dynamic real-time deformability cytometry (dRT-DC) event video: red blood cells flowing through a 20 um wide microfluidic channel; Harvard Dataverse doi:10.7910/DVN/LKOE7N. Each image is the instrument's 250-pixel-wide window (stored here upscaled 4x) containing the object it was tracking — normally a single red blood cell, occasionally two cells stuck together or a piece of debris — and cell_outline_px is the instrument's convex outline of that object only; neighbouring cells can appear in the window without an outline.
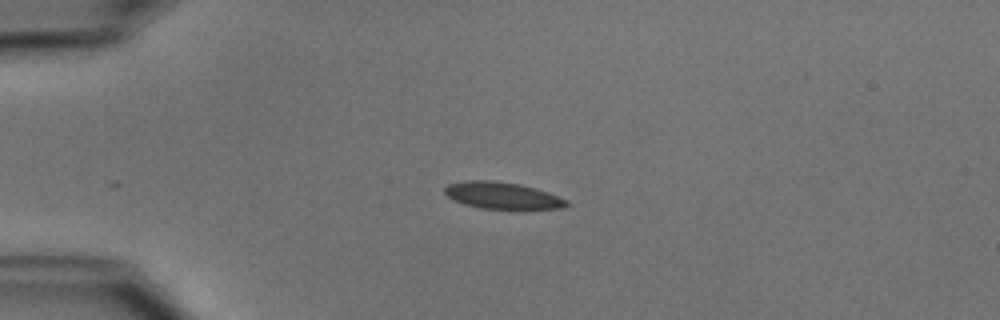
{"species": "common noctule bat (a hibernating species)", "species_latin": "Nyctalus noctula", "temperature_condition": "cold", "stored_images_in_passage": 40, "camera_frame_rate_fps": 3000, "um_per_image_px": 0.085, "animal": {"sex": "male", "body_mass_g": 15.6}, "frame": {"image": 1, "passage_image": 1, "time_ms": 0.0, "image_size_px": [1000, 320], "cell_outline_px": [[572, 204], [564, 208], [520, 212], [480, 208], [464, 204], [452, 200], [444, 192], [444, 188], [448, 184], [464, 180], [492, 180], [520, 184], [536, 188], [548, 192], [568, 200]], "centroid_in_image_um": [42.79, 16.67], "position_along_channel_um": 42.2, "area_um2": 20.23}}
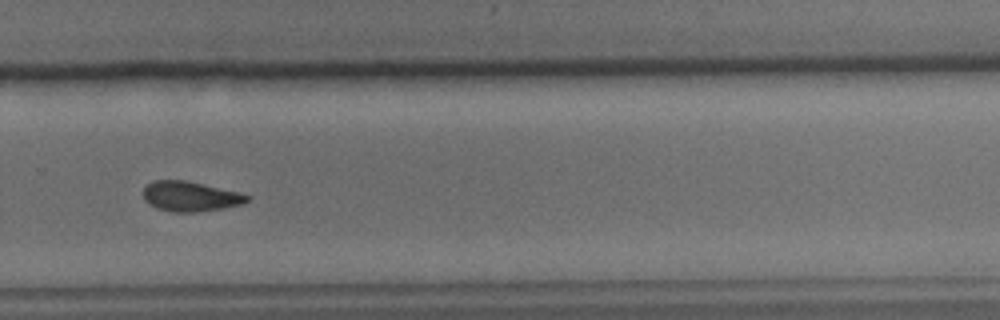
{"frame": {"image": 2, "passage_image": 24, "time_ms": 7.667, "image_size_px": [1000, 320], "cell_outline_px": [[252, 196], [244, 204], [224, 208], [196, 212], [172, 212], [156, 208], [148, 204], [144, 200], [144, 188], [152, 180], [184, 180], [240, 192]], "centroid_in_image_um": [16.19, 16.7], "position_along_channel_um": 313.6, "area_um2": 18.26}}
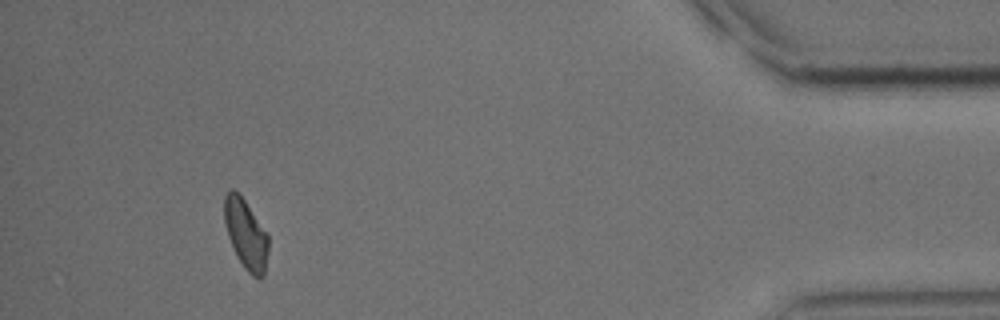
{"frame": {"image": 3, "passage_image": 36, "time_ms": 11.667, "image_size_px": [1000, 320], "cell_outline_px": [[268, 252], [264, 276], [260, 280], [252, 276], [244, 268], [236, 256], [232, 248], [224, 224], [224, 196], [232, 188], [236, 188], [240, 192], [268, 232]], "centroid_in_image_um": [20.9, 19.87], "position_along_channel_um": 414.3, "area_um2": 18.61}, "authors_computed_cell_mechanics": {"area_um2": 18.6694, "velocity_mm_per_s": 3.9245, "shape_relaxation_time_tau1_ms": 4.3465, "shape_relaxation_time_tau2_ms": 6.9549, "deformation_change_tau1": 0.1173, "deformation_change_tau2": 0.1323}}